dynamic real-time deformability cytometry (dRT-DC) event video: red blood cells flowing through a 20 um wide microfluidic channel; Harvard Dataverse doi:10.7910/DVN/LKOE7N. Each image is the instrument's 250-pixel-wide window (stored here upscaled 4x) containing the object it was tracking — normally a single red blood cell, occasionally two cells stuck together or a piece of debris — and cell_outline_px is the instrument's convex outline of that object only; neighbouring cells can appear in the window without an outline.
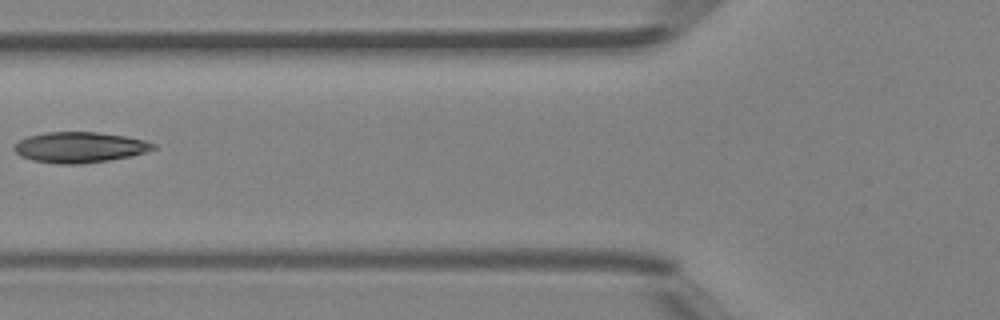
{"species": "Egyptian fruit bat (a non-hibernating species)", "species_latin": "Rousettus aegyptiacus", "temperature_condition": "room temperature", "stored_images_in_passage": 5, "camera_frame_rate_fps": 3000, "um_per_image_px": 0.085, "animal": {"sex": "female"}, "frame": {"image": 1, "passage_image": 5, "time_ms": 1.333, "image_size_px": [1000, 320], "cell_outline_px": [[156, 148], [132, 156], [108, 160], [80, 164], [56, 164], [32, 160], [20, 156], [12, 148], [12, 144], [28, 136], [44, 132], [96, 132], [124, 136], [144, 140], [156, 144]], "centroid_in_image_um": [6.73, 12.52], "position_along_channel_um": 119.1, "area_um2": 24.91}}